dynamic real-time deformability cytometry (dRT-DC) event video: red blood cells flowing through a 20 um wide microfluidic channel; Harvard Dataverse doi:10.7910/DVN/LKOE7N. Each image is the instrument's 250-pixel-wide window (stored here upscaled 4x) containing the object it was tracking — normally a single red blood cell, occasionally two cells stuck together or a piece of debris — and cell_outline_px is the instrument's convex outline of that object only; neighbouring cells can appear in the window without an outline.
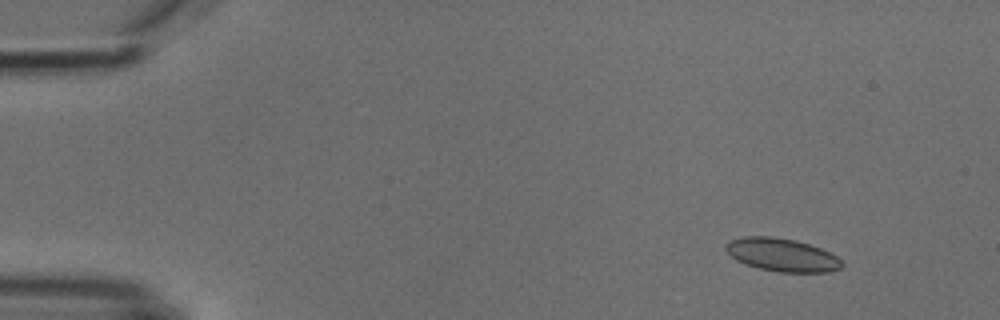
{"species": "common noctule bat (a hibernating species)", "species_latin": "Nyctalus noctula", "temperature_condition": "cold", "stored_images_in_passage": 6, "camera_frame_rate_fps": 3000, "um_per_image_px": 0.085, "animal": {"sex": "male", "body_mass_g": 18.8}, "frame": {"image": 1, "passage_image": 2, "time_ms": 1.333, "image_size_px": [1000, 320], "cell_outline_px": [[844, 264], [840, 268], [828, 272], [780, 272], [760, 268], [744, 264], [736, 260], [724, 248], [724, 244], [728, 240], [744, 236], [772, 236], [796, 240], [820, 248], [836, 256]], "centroid_in_image_um": [66.42, 21.65], "position_along_channel_um": 18.6, "area_um2": 22.37}}
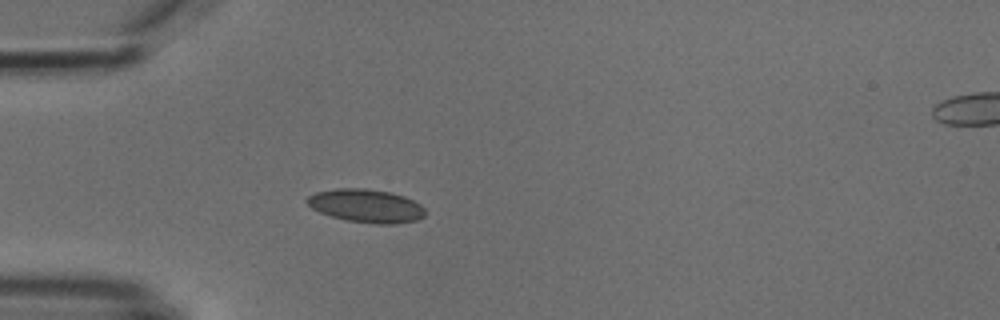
{"frame": {"image": 2, "passage_image": 5, "time_ms": 4.667, "image_size_px": [1000, 320], "cell_outline_px": [[424, 216], [416, 220], [396, 224], [376, 224], [348, 220], [332, 216], [320, 212], [312, 208], [304, 200], [308, 196], [316, 192], [336, 188], [364, 188], [388, 192], [404, 196], [420, 204], [424, 208]], "centroid_in_image_um": [31.11, 17.49], "position_along_channel_um": 53.9, "area_um2": 22.77}}